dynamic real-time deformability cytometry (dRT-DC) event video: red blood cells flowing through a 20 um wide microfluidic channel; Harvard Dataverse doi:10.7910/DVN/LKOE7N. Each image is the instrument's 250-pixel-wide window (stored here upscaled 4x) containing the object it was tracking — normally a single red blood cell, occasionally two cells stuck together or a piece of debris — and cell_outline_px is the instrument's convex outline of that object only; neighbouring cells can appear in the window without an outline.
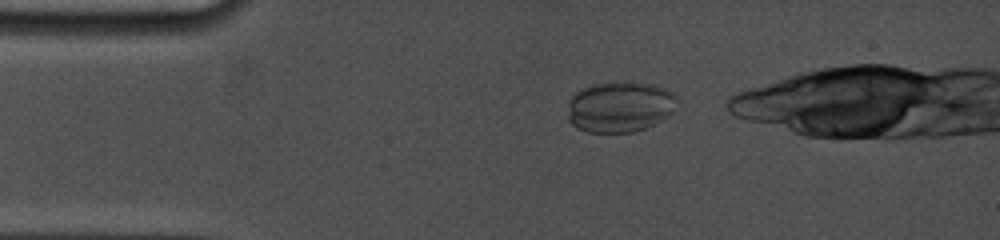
{"species": "common noctule bat (a hibernating species)", "species_latin": "Nyctalus noctula", "temperature_condition": "cold", "stored_images_in_passage": 14, "camera_frame_rate_fps": 5000, "um_per_image_px": 0.085, "animal": {"sex": "female", "body_mass_g": 19.0, "forearm_length_mm": 53.3}, "frame": {"image": 1, "passage_image": 2, "time_ms": 0.6, "image_size_px": [1000, 240], "cell_outline_px": [[676, 96], [672, 112], [668, 116], [644, 128], [632, 132], [588, 132], [576, 128], [568, 120], [568, 100], [576, 92], [592, 84], [624, 80], [652, 84], [664, 88], [672, 92]], "centroid_in_image_um": [52.64, 9.06], "position_along_channel_um": 32.4, "area_um2": 32.48}}
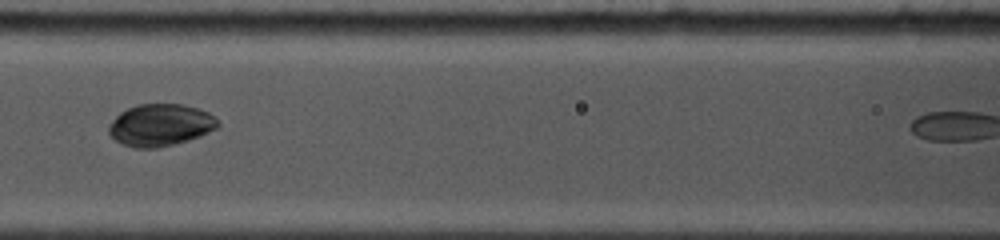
{"frame": {"image": 2, "passage_image": 10, "time_ms": 4.8, "image_size_px": [1000, 240], "cell_outline_px": [[220, 124], [216, 128], [200, 136], [188, 140], [156, 148], [136, 148], [124, 144], [116, 140], [108, 132], [108, 124], [120, 112], [136, 104], [184, 104], [208, 112]], "centroid_in_image_um": [13.6, 10.62], "position_along_channel_um": 153.0, "area_um2": 26.53}}
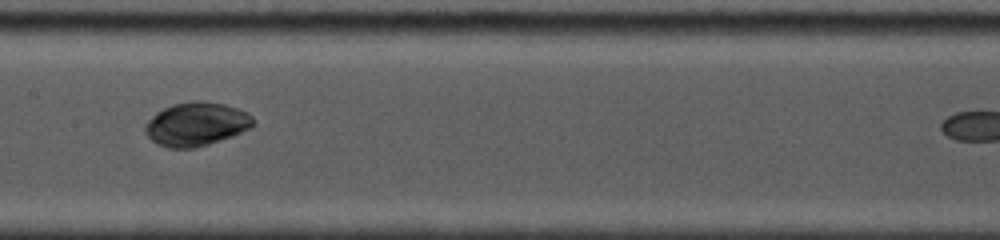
{"frame": {"image": 3, "passage_image": 12, "time_ms": 5.8, "image_size_px": [1000, 240], "cell_outline_px": [[256, 124], [252, 128], [232, 136], [196, 148], [168, 148], [156, 144], [144, 132], [144, 124], [156, 112], [172, 104], [196, 100], [224, 104], [248, 112], [252, 116]], "centroid_in_image_um": [16.68, 10.55], "position_along_channel_um": 190.7, "area_um2": 27.69}}